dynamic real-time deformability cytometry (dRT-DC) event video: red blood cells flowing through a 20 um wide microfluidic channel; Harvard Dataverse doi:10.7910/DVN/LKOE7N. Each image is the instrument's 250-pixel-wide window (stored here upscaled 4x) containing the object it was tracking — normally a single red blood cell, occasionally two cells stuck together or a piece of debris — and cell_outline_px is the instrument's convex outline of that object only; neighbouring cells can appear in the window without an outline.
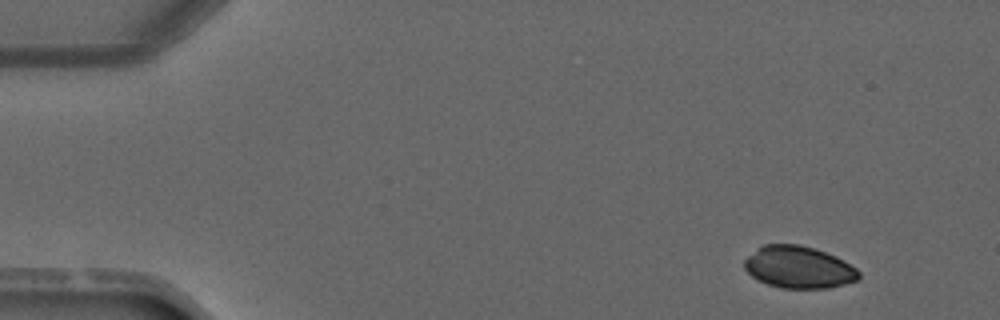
{"species": "common noctule bat (a hibernating species)", "species_latin": "Nyctalus noctula", "temperature_condition": "warm", "stored_images_in_passage": 4, "camera_frame_rate_fps": 3000, "um_per_image_px": 0.085, "animal": {"sex": "male", "forearm_length_mm": 52.5}, "frame": {"image": 1, "passage_image": 1, "time_ms": 0.0, "image_size_px": [1000, 320], "cell_outline_px": [[860, 276], [856, 280], [844, 284], [828, 288], [780, 288], [768, 284], [752, 276], [744, 268], [744, 260], [756, 248], [764, 244], [800, 244], [816, 248], [836, 256], [844, 260], [856, 268], [860, 272]], "centroid_in_image_um": [67.89, 22.7], "position_along_channel_um": 17.1, "area_um2": 28.15}}